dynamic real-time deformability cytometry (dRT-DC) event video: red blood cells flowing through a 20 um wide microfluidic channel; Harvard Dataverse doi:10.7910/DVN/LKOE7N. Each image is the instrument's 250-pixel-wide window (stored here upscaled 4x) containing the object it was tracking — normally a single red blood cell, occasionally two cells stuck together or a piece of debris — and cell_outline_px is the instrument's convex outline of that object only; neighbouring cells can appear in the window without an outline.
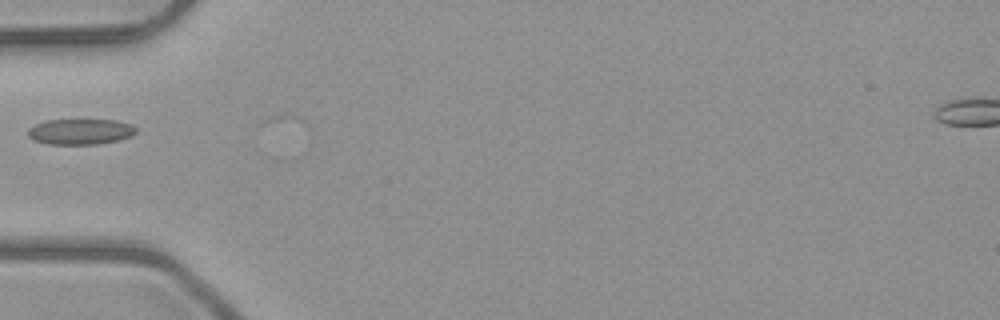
{"species": "common noctule bat (a hibernating species)", "species_latin": "Nyctalus noctula", "temperature_condition": "room temperature", "stored_images_in_passage": 2, "camera_frame_rate_fps": 3000, "um_per_image_px": 0.085, "animal": {"sex": "male", "body_mass_g": 23.1, "forearm_length_mm": 52.7}, "frame": {"image": 1, "passage_image": 2, "time_ms": 1.0, "image_size_px": [1000, 320], "cell_outline_px": [[136, 132], [132, 136], [116, 140], [96, 144], [48, 144], [36, 140], [28, 136], [28, 128], [36, 124], [48, 120], [116, 120], [132, 124], [136, 128]], "centroid_in_image_um": [6.85, 11.18], "position_along_channel_um": 78.1, "area_um2": 16.01}}